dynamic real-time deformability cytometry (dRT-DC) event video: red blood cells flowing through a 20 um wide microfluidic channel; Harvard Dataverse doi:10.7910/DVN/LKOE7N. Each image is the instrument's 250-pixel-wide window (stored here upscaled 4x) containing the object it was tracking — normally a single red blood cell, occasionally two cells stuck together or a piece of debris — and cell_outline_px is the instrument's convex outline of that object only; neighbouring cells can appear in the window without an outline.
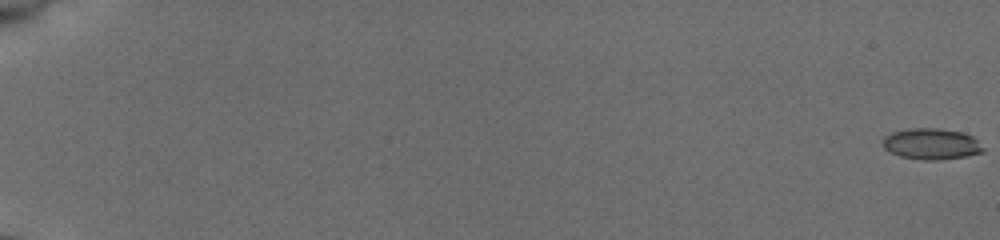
{"species": "common noctule bat (a hibernating species)", "species_latin": "Nyctalus noctula", "temperature_condition": "cold", "stored_images_in_passage": 56, "camera_frame_rate_fps": 3000, "um_per_image_px": 0.085, "animal": {"sex": "female", "body_mass_g": 19.5, "forearm_length_mm": 54.1}, "frame": {"image": 1, "passage_image": 1, "time_ms": 0.0, "image_size_px": [1000, 240], "cell_outline_px": [[984, 152], [964, 156], [940, 160], [924, 160], [900, 156], [884, 148], [884, 136], [892, 132], [908, 128], [936, 128], [960, 132], [972, 136], [984, 148]], "centroid_in_image_um": [79.17, 12.23], "position_along_channel_um": 5.8, "area_um2": 17.98}}
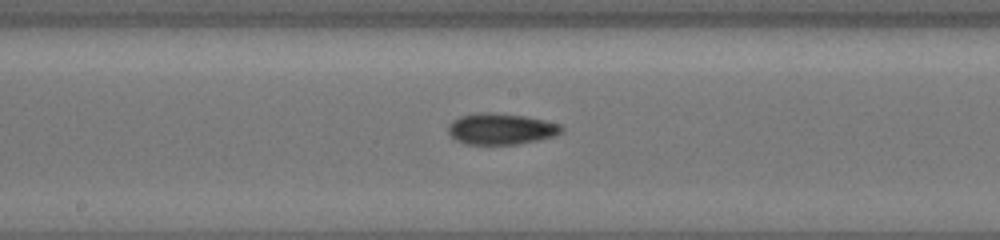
{"frame": {"image": 2, "passage_image": 33, "time_ms": 10.667, "image_size_px": [1000, 240], "cell_outline_px": [[564, 132], [556, 136], [540, 140], [516, 144], [468, 144], [456, 140], [448, 132], [448, 124], [452, 120], [460, 116], [476, 112], [492, 112], [524, 116], [544, 120], [560, 124], [564, 128]], "centroid_in_image_um": [42.61, 10.95], "position_along_channel_um": 205.6, "area_um2": 20.81}}
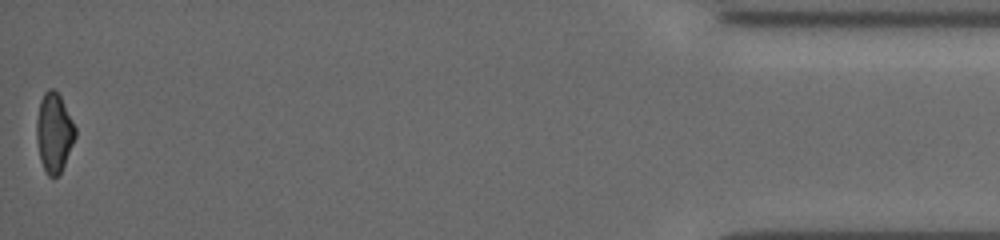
{"frame": {"image": 3, "passage_image": 56, "time_ms": 18.333, "image_size_px": [1000, 240], "cell_outline_px": [[76, 136], [64, 164], [60, 172], [56, 176], [48, 176], [40, 160], [36, 140], [36, 120], [40, 100], [44, 92], [48, 88], [52, 88], [60, 96], [76, 128]], "centroid_in_image_um": [4.57, 11.25], "position_along_channel_um": 430.6, "area_um2": 17.74}, "authors_computed_cell_mechanics": {"area_um2": 18.7272, "velocity_mm_per_s": 3.9311, "shape_relaxation_time_tau1_ms": null, "shape_relaxation_time_tau2_ms": 4.3327, "deformation_change_tau1": null, "deformation_change_tau2": 0.0991}}